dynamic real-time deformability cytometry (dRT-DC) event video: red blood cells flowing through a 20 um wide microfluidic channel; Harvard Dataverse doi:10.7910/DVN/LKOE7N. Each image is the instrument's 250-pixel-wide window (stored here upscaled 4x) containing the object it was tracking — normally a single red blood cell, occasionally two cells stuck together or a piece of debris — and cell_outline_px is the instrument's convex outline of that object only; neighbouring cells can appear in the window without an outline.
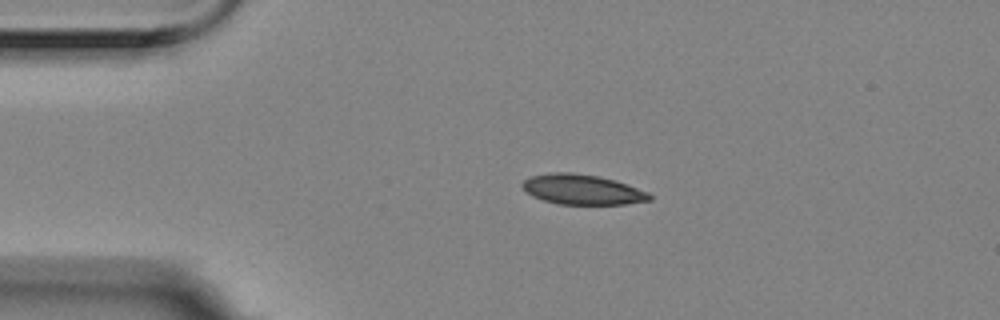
{"species": "Egyptian fruit bat (a non-hibernating species)", "species_latin": "Rousettus aegyptiacus", "temperature_condition": "room temperature", "stored_images_in_passage": 3, "camera_frame_rate_fps": 3000, "um_per_image_px": 0.085, "animal": {"sex": "female"}, "frame": {"image": 1, "passage_image": 2, "time_ms": 0.333, "image_size_px": [1000, 320], "cell_outline_px": [[652, 200], [624, 204], [556, 204], [532, 196], [520, 184], [524, 180], [532, 176], [552, 172], [568, 172], [596, 176], [616, 180], [648, 192], [652, 196]], "centroid_in_image_um": [49.5, 16.11], "position_along_channel_um": 35.5, "area_um2": 22.14}}
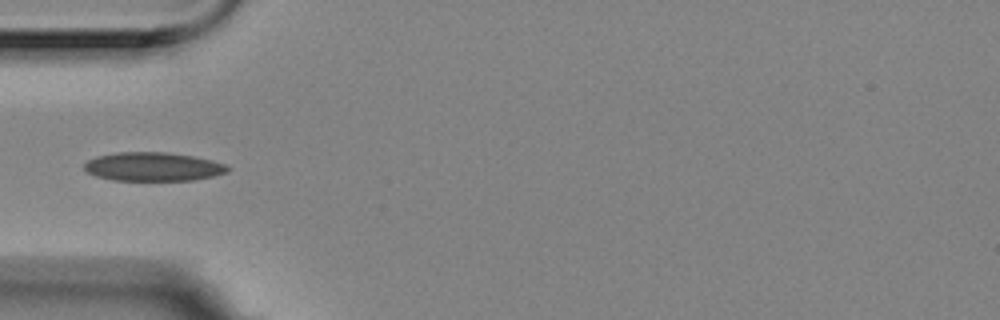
{"frame": {"image": 2, "passage_image": 3, "time_ms": 0.667, "image_size_px": [1000, 320], "cell_outline_px": [[232, 168], [228, 172], [196, 180], [112, 180], [96, 176], [88, 172], [84, 168], [84, 164], [88, 160], [96, 156], [116, 152], [168, 152], [192, 156], [212, 160], [224, 164]], "centroid_in_image_um": [13.02, 14.16], "position_along_channel_um": 72.0, "area_um2": 24.04}}